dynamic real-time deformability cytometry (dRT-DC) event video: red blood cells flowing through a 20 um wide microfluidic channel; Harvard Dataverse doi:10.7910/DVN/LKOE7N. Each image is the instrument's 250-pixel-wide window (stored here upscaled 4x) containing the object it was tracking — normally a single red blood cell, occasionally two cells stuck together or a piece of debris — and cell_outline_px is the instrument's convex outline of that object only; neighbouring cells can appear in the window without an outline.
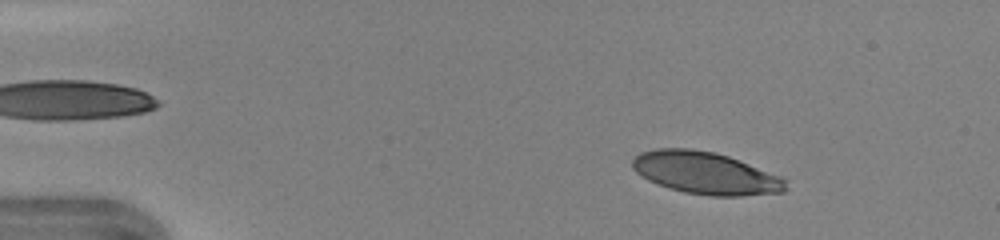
{"species": "human", "species_latin": "Homo sapiens", "temperature_condition": "warm", "stored_images_in_passage": 46, "camera_frame_rate_fps": 3000, "um_per_image_px": 0.085, "donor": {"sex": "female"}, "frame": {"image": 1, "passage_image": 6, "time_ms": 1.667, "image_size_px": [1000, 240], "cell_outline_px": [[788, 188], [784, 192], [740, 196], [712, 196], [684, 192], [668, 188], [656, 184], [648, 180], [636, 172], [632, 168], [632, 160], [640, 152], [656, 148], [692, 148], [716, 152], [728, 156], [780, 176], [788, 180]], "centroid_in_image_um": [59.97, 14.71], "position_along_channel_um": 25.0, "area_um2": 37.97}}
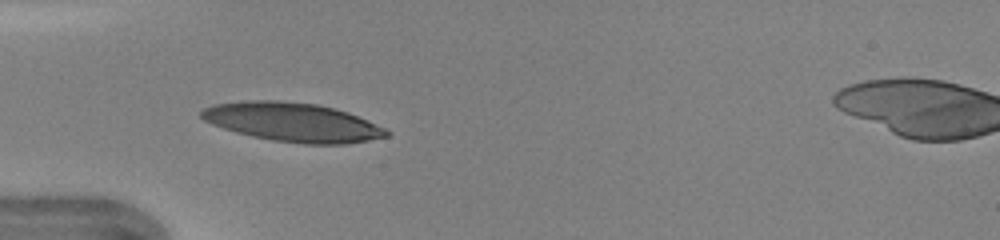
{"frame": {"image": 2, "passage_image": 14, "time_ms": 4.333, "image_size_px": [1000, 240], "cell_outline_px": [[392, 132], [388, 136], [368, 140], [344, 144], [304, 144], [272, 140], [252, 136], [236, 132], [212, 124], [204, 120], [200, 116], [200, 112], [204, 108], [212, 104], [244, 100], [280, 100], [316, 104], [336, 108], [348, 112], [384, 128]], "centroid_in_image_um": [24.85, 10.37], "position_along_channel_um": 60.2, "area_um2": 41.96}}
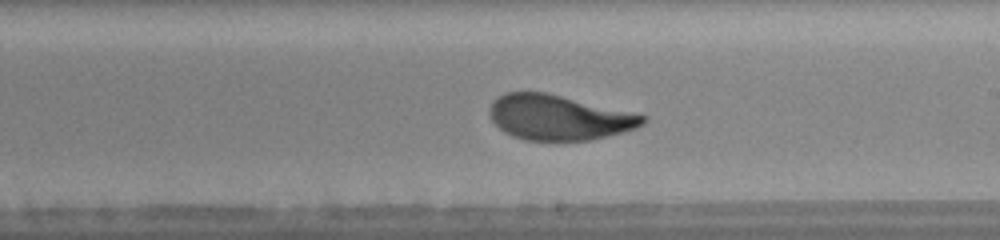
{"frame": {"image": 3, "passage_image": 27, "time_ms": 8.667, "image_size_px": [1000, 240], "cell_outline_px": [[648, 120], [644, 124], [636, 128], [608, 136], [592, 140], [524, 140], [512, 136], [504, 132], [492, 120], [488, 112], [488, 108], [492, 100], [504, 92], [544, 92], [648, 116]], "centroid_in_image_um": [47.47, 9.99], "position_along_channel_um": 241.5, "area_um2": 40.17}, "authors_computed_cell_mechanics": {"area_um2": 40.2866, "velocity_mm_per_s": 4.3105, "shape_relaxation_time_tau1_ms": 3.0331, "shape_relaxation_time_tau2_ms": null, "deformation_change_tau1": 0.1838, "deformation_change_tau2": null}}